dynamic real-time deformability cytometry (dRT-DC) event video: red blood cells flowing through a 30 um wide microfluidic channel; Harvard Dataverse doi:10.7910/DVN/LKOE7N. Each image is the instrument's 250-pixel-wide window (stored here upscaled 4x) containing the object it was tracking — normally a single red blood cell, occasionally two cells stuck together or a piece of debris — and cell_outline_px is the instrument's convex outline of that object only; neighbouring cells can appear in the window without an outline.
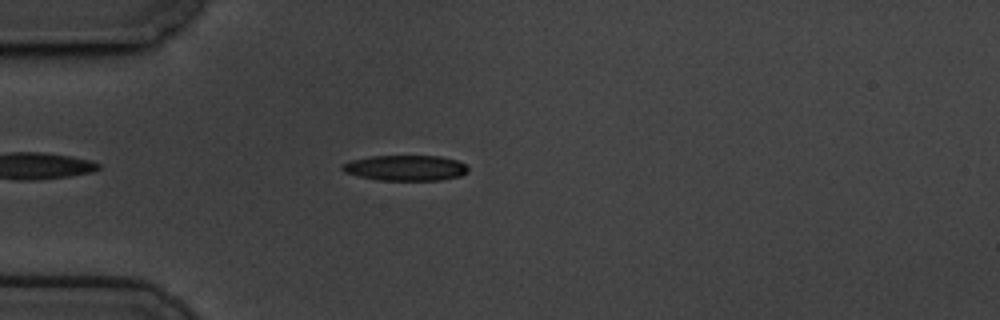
{"species": "common noctule bat (a hibernating species)", "species_latin": "Nyctalus noctula", "temperature_condition": "cold", "stored_images_in_passage": 44, "camera_frame_rate_fps": 3000, "um_per_image_px": 0.085, "animal": {"sex": "male", "body_mass_g": 19.5, "forearm_length_mm": 54.6}, "frame": {"image": 1, "passage_image": 7, "time_ms": 2.0, "image_size_px": [1000, 320], "cell_outline_px": [[468, 172], [460, 176], [440, 180], [376, 180], [344, 172], [340, 168], [340, 164], [352, 160], [368, 156], [440, 156], [456, 160], [464, 164], [468, 168]], "centroid_in_image_um": [34.44, 14.27], "position_along_channel_um": 50.6, "area_um2": 18.73}}
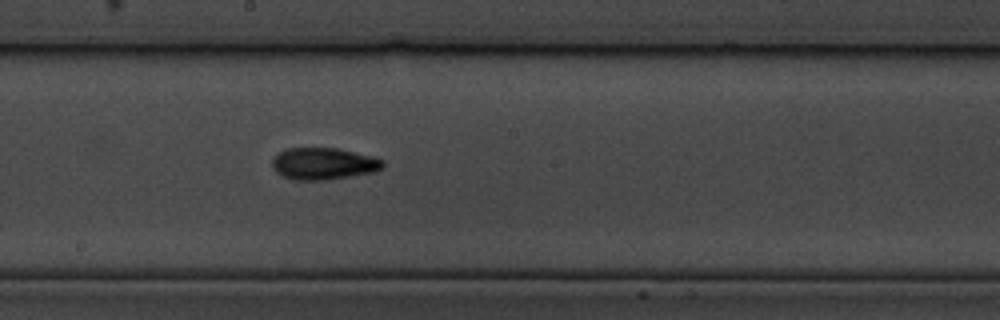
{"frame": {"image": 2, "passage_image": 23, "time_ms": 7.333, "image_size_px": [1000, 320], "cell_outline_px": [[384, 168], [376, 172], [324, 180], [292, 180], [276, 172], [272, 168], [272, 160], [280, 152], [288, 148], [336, 148], [372, 156], [384, 160]], "centroid_in_image_um": [27.52, 13.92], "position_along_channel_um": 220.7, "area_um2": 20.58}}
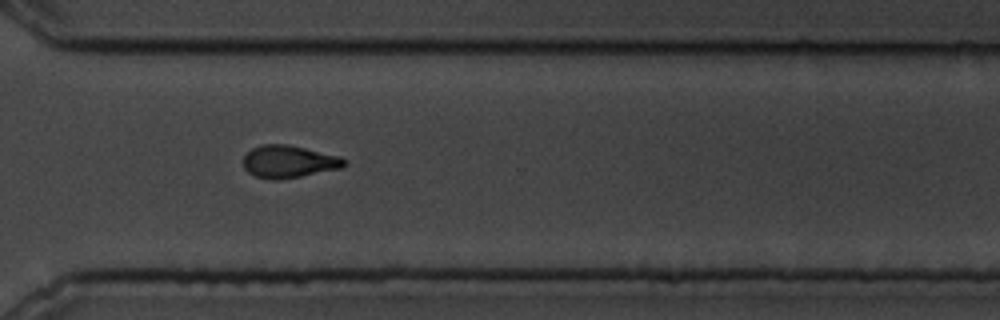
{"frame": {"image": 3, "passage_image": 34, "time_ms": 11.0, "image_size_px": [1000, 320], "cell_outline_px": [[348, 164], [344, 168], [280, 180], [272, 180], [256, 176], [248, 172], [244, 168], [244, 156], [252, 148], [260, 144], [288, 144], [340, 156], [348, 160]], "centroid_in_image_um": [24.6, 13.74], "position_along_channel_um": 346.0, "area_um2": 19.36}, "authors_computed_cell_mechanics": {"area_um2": 19.2185, "velocity_mm_per_s": 3.4307, "shape_relaxation_time_tau1_ms": 3.9236, "shape_relaxation_time_tau2_ms": 5.252, "deformation_change_tau1": 0.1282, "deformation_change_tau2": 0.1228}}